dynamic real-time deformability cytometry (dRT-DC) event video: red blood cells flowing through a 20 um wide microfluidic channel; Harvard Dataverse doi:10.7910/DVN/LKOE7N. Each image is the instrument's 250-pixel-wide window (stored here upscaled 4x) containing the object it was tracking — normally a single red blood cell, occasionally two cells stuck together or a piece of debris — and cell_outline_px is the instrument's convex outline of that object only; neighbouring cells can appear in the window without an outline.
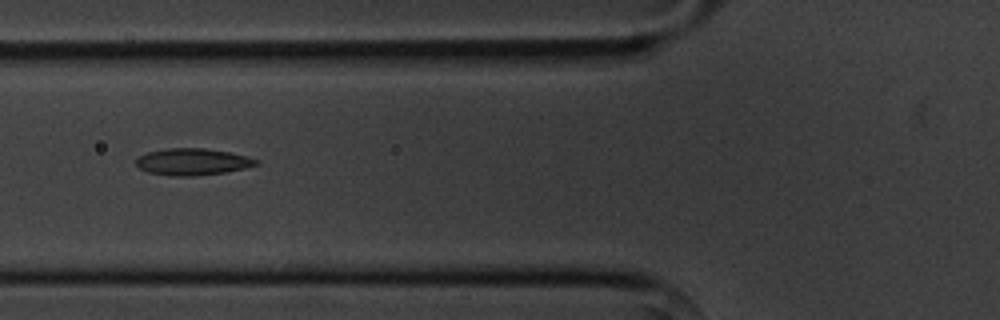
{"species": "common noctule bat (a hibernating species)", "species_latin": "Nyctalus noctula", "temperature_condition": "cold", "stored_images_in_passage": 5, "camera_frame_rate_fps": 3000, "um_per_image_px": 0.085, "animal": {"sex": "male", "body_mass_g": 20.1, "forearm_length_mm": 53.5}, "frame": {"image": 1, "passage_image": 3, "time_ms": 2.333, "image_size_px": [1000, 320], "cell_outline_px": [[260, 164], [244, 168], [224, 172], [196, 176], [172, 176], [148, 172], [140, 168], [136, 164], [136, 160], [140, 156], [148, 152], [168, 148], [204, 148], [228, 152], [260, 160]], "centroid_in_image_um": [16.37, 13.75], "position_along_channel_um": 109.4, "area_um2": 18.55}}
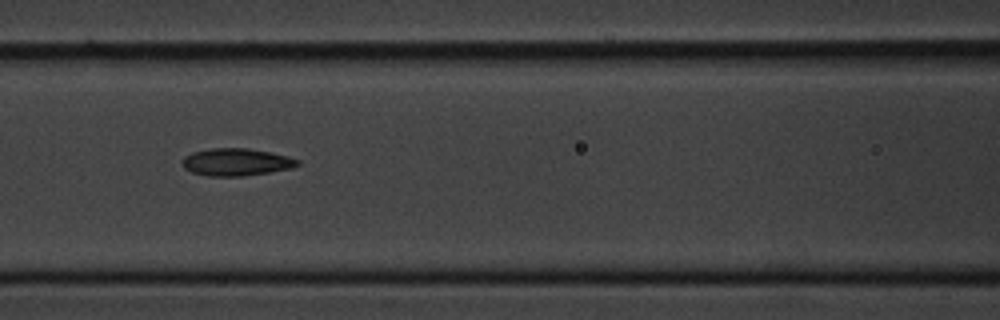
{"frame": {"image": 2, "passage_image": 4, "time_ms": 3.333, "image_size_px": [1000, 320], "cell_outline_px": [[300, 164], [292, 168], [268, 172], [240, 176], [208, 176], [192, 172], [184, 168], [184, 156], [192, 152], [212, 148], [248, 148], [288, 156], [300, 160]], "centroid_in_image_um": [20.1, 13.77], "position_along_channel_um": 146.5, "area_um2": 18.21}}
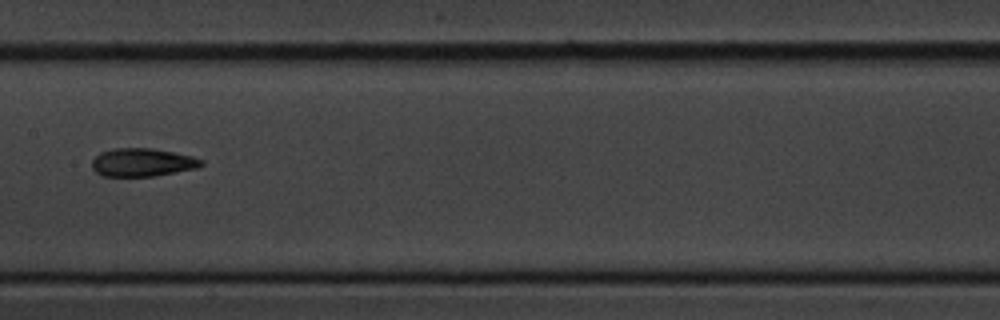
{"frame": {"image": 3, "passage_image": 5, "time_ms": 4.667, "image_size_px": [1000, 320], "cell_outline_px": [[204, 164], [196, 168], [176, 172], [152, 176], [100, 176], [92, 168], [92, 160], [100, 152], [112, 148], [152, 148], [192, 156], [204, 160]], "centroid_in_image_um": [12.08, 13.8], "position_along_channel_um": 195.3, "area_um2": 17.98}}